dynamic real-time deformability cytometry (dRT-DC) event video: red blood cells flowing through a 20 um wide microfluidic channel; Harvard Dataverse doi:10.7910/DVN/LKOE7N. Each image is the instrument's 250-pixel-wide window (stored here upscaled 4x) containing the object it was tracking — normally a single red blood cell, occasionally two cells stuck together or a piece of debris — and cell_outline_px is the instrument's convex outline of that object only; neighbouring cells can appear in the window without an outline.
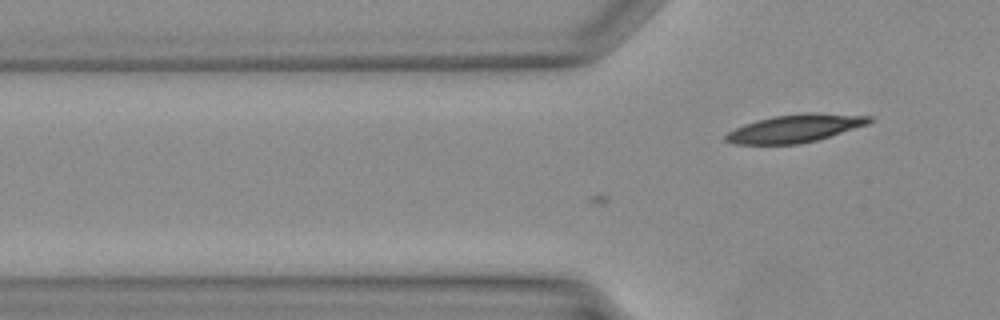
{"species": "Egyptian fruit bat (a non-hibernating species)", "species_latin": "Rousettus aegyptiacus", "temperature_condition": "warm", "stored_images_in_passage": 2, "camera_frame_rate_fps": 3000, "um_per_image_px": 0.085, "animal": {"sex": "female"}, "frame": {"image": 1, "passage_image": 2, "time_ms": 0.333, "image_size_px": [1000, 320], "cell_outline_px": [[872, 120], [868, 124], [816, 140], [800, 144], [732, 144], [724, 140], [724, 136], [728, 132], [744, 124], [756, 120], [772, 116], [804, 112], [816, 112], [872, 116]], "centroid_in_image_um": [67.56, 10.9], "position_along_channel_um": 58.2, "area_um2": 23.41}}